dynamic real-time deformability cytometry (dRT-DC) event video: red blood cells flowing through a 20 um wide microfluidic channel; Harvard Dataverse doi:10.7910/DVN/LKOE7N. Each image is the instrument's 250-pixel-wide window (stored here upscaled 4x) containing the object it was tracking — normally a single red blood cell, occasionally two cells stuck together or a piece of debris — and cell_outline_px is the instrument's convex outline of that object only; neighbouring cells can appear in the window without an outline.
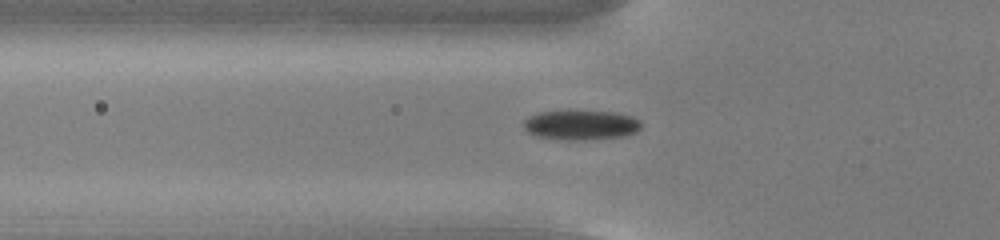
{"species": "common noctule bat (a hibernating species)", "species_latin": "Nyctalus noctula", "temperature_condition": "cold", "stored_images_in_passage": 55, "camera_frame_rate_fps": 3000, "um_per_image_px": 0.085, "animal": {"sex": "male", "body_mass_g": 13.0, "forearm_length_mm": 53.1}, "frame": {"image": 1, "passage_image": 19, "time_ms": 6.0, "image_size_px": [1000, 240], "cell_outline_px": [[640, 128], [636, 132], [624, 136], [596, 140], [568, 140], [536, 136], [528, 132], [524, 128], [524, 120], [528, 116], [540, 112], [616, 112], [632, 116], [640, 120]], "centroid_in_image_um": [49.4, 10.65], "position_along_channel_um": 76.4, "area_um2": 20.23}}
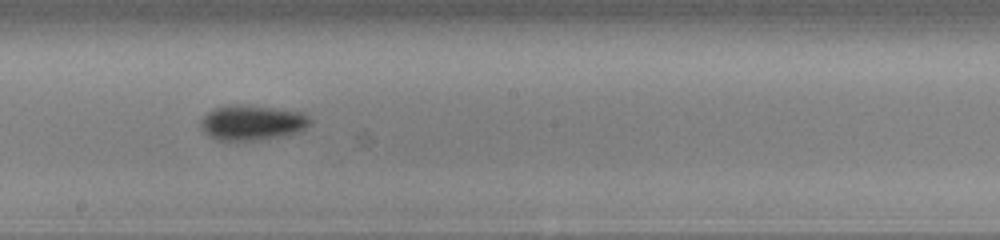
{"frame": {"image": 2, "passage_image": 31, "time_ms": 10.0, "image_size_px": [1000, 240], "cell_outline_px": [[312, 124], [300, 132], [288, 136], [264, 140], [216, 140], [208, 136], [200, 128], [200, 120], [208, 112], [216, 108], [228, 104], [240, 104], [272, 108], [300, 112], [308, 116], [312, 120]], "centroid_in_image_um": [21.45, 10.44], "position_along_channel_um": 226.8, "area_um2": 22.77}}
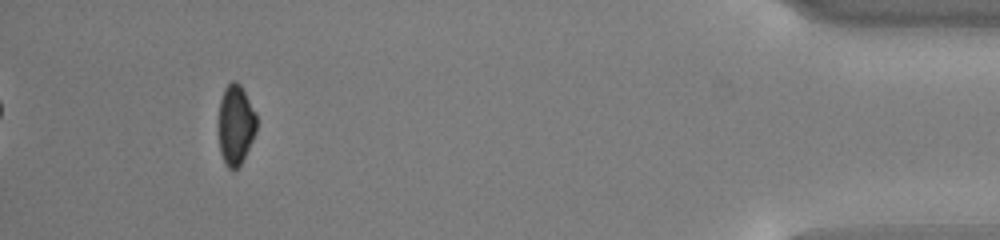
{"frame": {"image": 3, "passage_image": 51, "time_ms": 16.667, "image_size_px": [1000, 240], "cell_outline_px": [[256, 132], [240, 164], [232, 172], [224, 164], [220, 152], [216, 128], [220, 100], [224, 88], [232, 80], [236, 80], [240, 84], [256, 112]], "centroid_in_image_um": [19.98, 10.6], "position_along_channel_um": 415.2, "area_um2": 18.26}, "authors_computed_cell_mechanics": {"area_um2": 19.652, "velocity_mm_per_s": 3.7544, "shape_relaxation_time_tau1_ms": 2.4611, "shape_relaxation_time_tau2_ms": null, "deformation_change_tau1": 0.0928, "deformation_change_tau2": null}}